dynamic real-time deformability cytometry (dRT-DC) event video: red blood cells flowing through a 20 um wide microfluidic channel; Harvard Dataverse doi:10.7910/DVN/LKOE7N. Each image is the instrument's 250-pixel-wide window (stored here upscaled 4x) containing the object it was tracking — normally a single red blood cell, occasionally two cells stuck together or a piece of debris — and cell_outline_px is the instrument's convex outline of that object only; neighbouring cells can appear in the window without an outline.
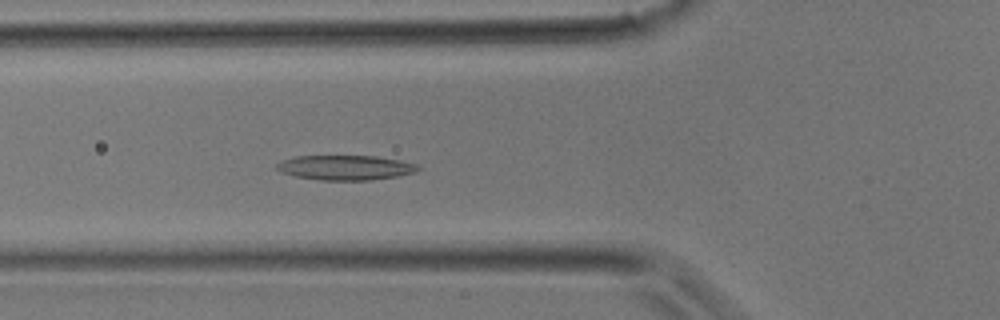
{"species": "common noctule bat (a hibernating species)", "species_latin": "Nyctalus noctula", "temperature_condition": "room temperature", "stored_images_in_passage": 30, "camera_frame_rate_fps": 3000, "um_per_image_px": 0.085, "animal": {"sex": "male", "body_mass_g": 17.9}, "frame": {"image": 1, "passage_image": 5, "time_ms": 1.333, "image_size_px": [1000, 320], "cell_outline_px": [[420, 168], [416, 172], [396, 176], [368, 180], [320, 180], [296, 176], [280, 172], [276, 168], [276, 164], [284, 160], [296, 156], [376, 156], [400, 160], [416, 164]], "centroid_in_image_um": [29.36, 14.24], "position_along_channel_um": 96.4, "area_um2": 20.23}}
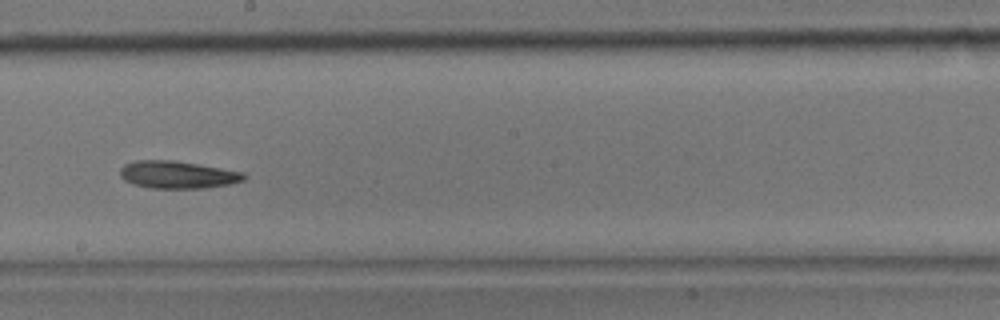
{"frame": {"image": 2, "passage_image": 13, "time_ms": 4.0, "image_size_px": [1000, 320], "cell_outline_px": [[248, 176], [244, 180], [228, 184], [204, 188], [152, 188], [132, 184], [124, 180], [120, 176], [120, 168], [124, 164], [136, 160], [172, 160], [244, 172]], "centroid_in_image_um": [15.07, 14.85], "position_along_channel_um": 233.1, "area_um2": 19.77}}
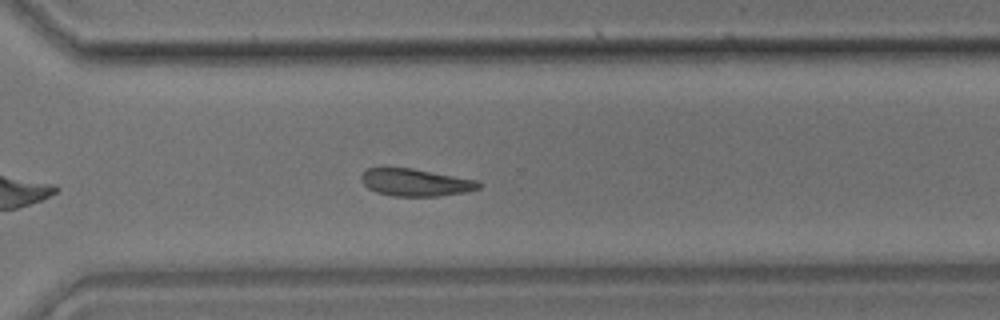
{"frame": {"image": 3, "passage_image": 19, "time_ms": 6.0, "image_size_px": [1000, 320], "cell_outline_px": [[480, 188], [464, 192], [440, 196], [392, 196], [376, 192], [368, 188], [360, 180], [360, 176], [368, 168], [412, 168], [480, 180]], "centroid_in_image_um": [35.33, 15.51], "position_along_channel_um": 335.3, "area_um2": 18.79}}